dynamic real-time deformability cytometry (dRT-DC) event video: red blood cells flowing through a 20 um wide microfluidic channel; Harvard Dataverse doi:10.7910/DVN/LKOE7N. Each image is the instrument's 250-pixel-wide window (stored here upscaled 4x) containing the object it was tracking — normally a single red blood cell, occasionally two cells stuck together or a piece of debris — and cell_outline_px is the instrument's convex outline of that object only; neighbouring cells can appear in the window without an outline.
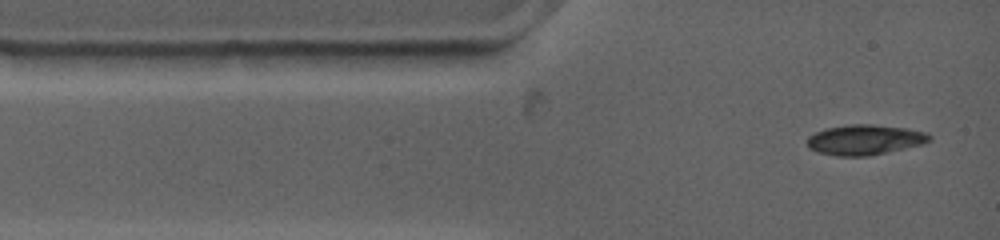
{"species": "common noctule bat (a hibernating species)", "species_latin": "Nyctalus noctula", "temperature_condition": "warm", "stored_images_in_passage": 44, "camera_frame_rate_fps": 4500, "um_per_image_px": 0.085, "animal": {"sex": "female", "body_mass_g": 19.0, "forearm_length_mm": 53.3}, "frame": {"image": 1, "passage_image": 1, "time_ms": 0.0, "image_size_px": [1000, 240], "cell_outline_px": [[932, 140], [924, 144], [868, 156], [836, 156], [816, 152], [808, 148], [808, 136], [824, 128], [848, 124], [872, 124], [904, 128], [928, 132], [932, 136]], "centroid_in_image_um": [73.51, 11.88], "position_along_channel_um": 11.5, "area_um2": 21.73}}
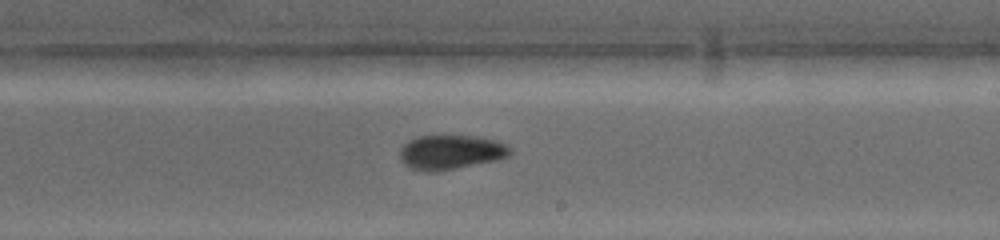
{"frame": {"image": 2, "passage_image": 19, "time_ms": 7.111, "image_size_px": [1000, 240], "cell_outline_px": [[512, 152], [508, 156], [496, 160], [436, 172], [424, 172], [412, 168], [404, 164], [400, 160], [400, 148], [408, 140], [420, 136], [472, 136], [496, 140], [512, 148]], "centroid_in_image_um": [38.29, 12.94], "position_along_channel_um": 250.7, "area_um2": 22.08}}
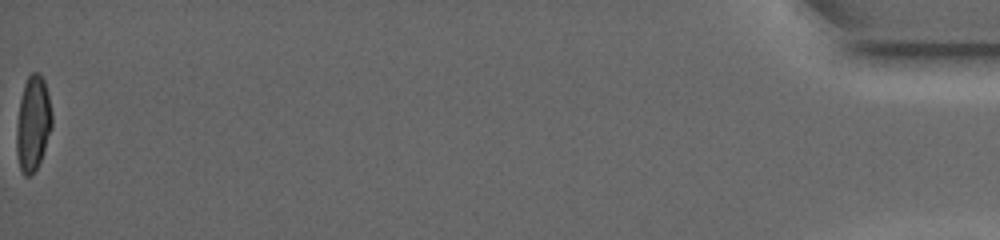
{"frame": {"image": 3, "passage_image": 44, "time_ms": 16.667, "image_size_px": [1000, 240], "cell_outline_px": [[52, 128], [40, 160], [36, 168], [28, 176], [24, 176], [20, 172], [16, 152], [16, 124], [20, 100], [24, 84], [28, 76], [32, 72], [40, 72], [44, 80], [48, 92], [52, 112]], "centroid_in_image_um": [2.8, 10.48], "position_along_channel_um": 432.4, "area_um2": 19.83}}